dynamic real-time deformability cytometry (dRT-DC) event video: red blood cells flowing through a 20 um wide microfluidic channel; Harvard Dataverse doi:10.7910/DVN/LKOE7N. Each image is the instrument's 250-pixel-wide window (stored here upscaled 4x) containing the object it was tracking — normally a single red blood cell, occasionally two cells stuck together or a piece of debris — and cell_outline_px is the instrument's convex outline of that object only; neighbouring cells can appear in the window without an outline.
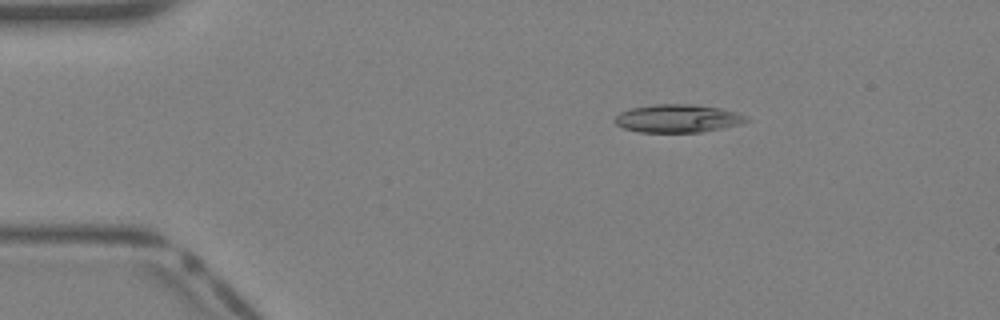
{"species": "Egyptian fruit bat (a non-hibernating species)", "species_latin": "Rousettus aegyptiacus", "temperature_condition": "warm", "stored_images_in_passage": 33, "camera_frame_rate_fps": 3000, "um_per_image_px": 0.085, "animal": {"sex": "female"}, "frame": {"image": 1, "passage_image": 1, "time_ms": 0.0, "image_size_px": [1000, 320], "cell_outline_px": [[752, 120], [740, 124], [724, 128], [704, 132], [640, 132], [624, 128], [616, 124], [612, 120], [620, 112], [632, 108], [652, 104], [688, 104], [720, 108], [736, 112], [748, 116]], "centroid_in_image_um": [57.64, 10.07], "position_along_channel_um": 27.4, "area_um2": 21.68}}
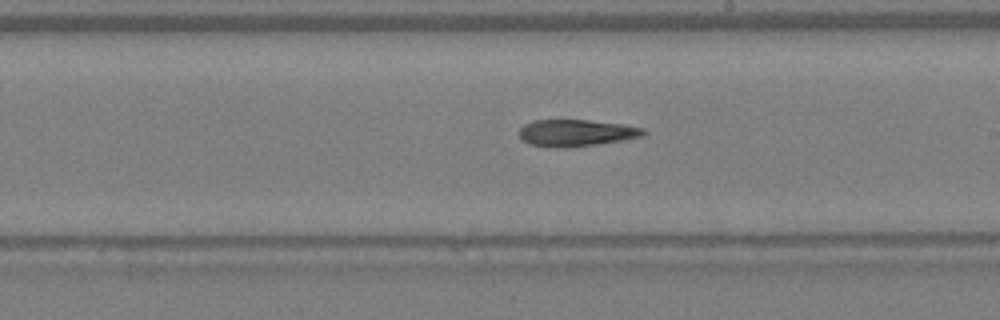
{"frame": {"image": 2, "passage_image": 17, "time_ms": 5.333, "image_size_px": [1000, 320], "cell_outline_px": [[648, 132], [644, 136], [596, 144], [560, 148], [528, 144], [520, 136], [520, 128], [524, 124], [532, 120], [588, 120], [620, 124], [644, 128]], "centroid_in_image_um": [48.97, 11.29], "position_along_channel_um": 240.0, "area_um2": 19.19}}
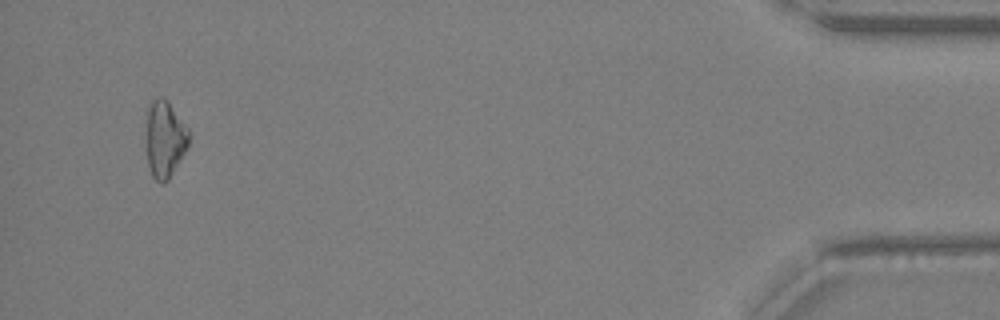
{"frame": {"image": 3, "passage_image": 32, "time_ms": 10.333, "image_size_px": [1000, 320], "cell_outline_px": [[188, 148], [168, 180], [160, 184], [152, 176], [148, 164], [144, 112], [148, 104], [152, 100], [160, 96], [168, 100], [188, 128]], "centroid_in_image_um": [13.97, 11.77], "position_along_channel_um": 421.2, "area_um2": 19.65}}